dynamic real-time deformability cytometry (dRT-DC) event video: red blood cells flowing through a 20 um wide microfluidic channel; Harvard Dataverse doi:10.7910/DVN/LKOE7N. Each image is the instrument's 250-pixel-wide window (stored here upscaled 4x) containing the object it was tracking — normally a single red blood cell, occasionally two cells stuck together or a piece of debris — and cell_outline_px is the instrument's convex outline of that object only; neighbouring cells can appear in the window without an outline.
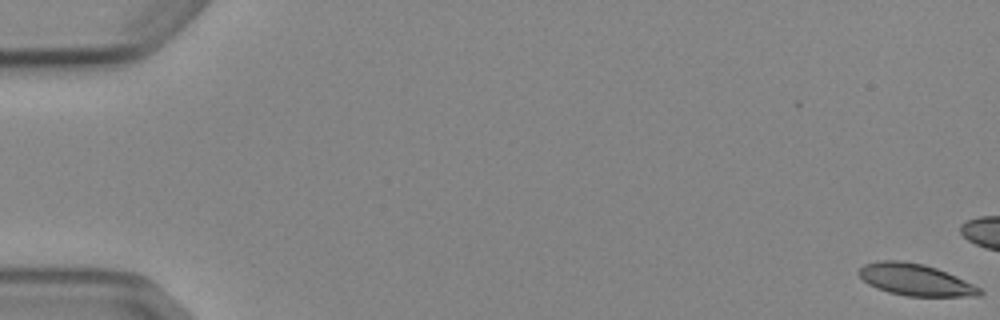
{"species": "Egyptian fruit bat (a non-hibernating species)", "species_latin": "Rousettus aegyptiacus", "temperature_condition": "cold", "stored_images_in_passage": 5, "camera_frame_rate_fps": 3000, "um_per_image_px": 0.085, "animal": {"sex": "female"}, "frame": {"image": 1, "passage_image": 1, "time_ms": 0.0, "image_size_px": [1000, 320], "cell_outline_px": [[984, 292], [980, 296], [908, 296], [888, 292], [876, 288], [868, 284], [856, 272], [864, 264], [880, 260], [900, 260], [924, 264], [936, 268], [956, 276], [980, 288]], "centroid_in_image_um": [77.78, 23.77], "position_along_channel_um": 7.2, "area_um2": 22.31}}